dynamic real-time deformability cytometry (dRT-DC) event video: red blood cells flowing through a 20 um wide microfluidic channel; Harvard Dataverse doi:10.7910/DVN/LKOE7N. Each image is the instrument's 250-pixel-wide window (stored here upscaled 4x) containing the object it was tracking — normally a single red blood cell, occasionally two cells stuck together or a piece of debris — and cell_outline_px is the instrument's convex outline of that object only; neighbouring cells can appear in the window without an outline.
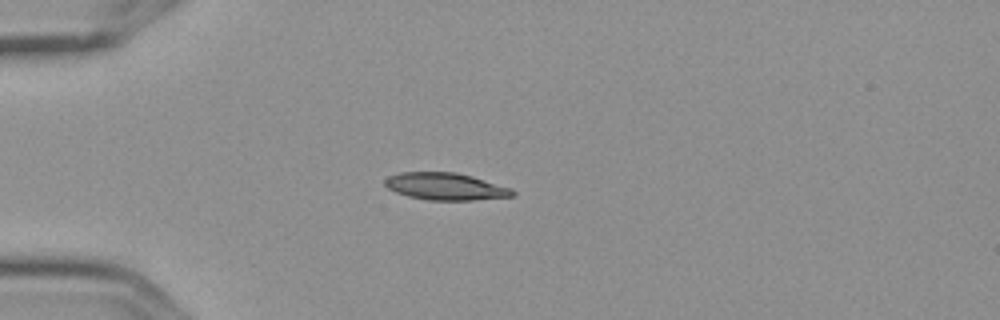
{"species": "Egyptian fruit bat (a non-hibernating species)", "species_latin": "Rousettus aegyptiacus", "temperature_condition": "cold", "stored_images_in_passage": 14, "camera_frame_rate_fps": 3000, "um_per_image_px": 0.085, "frame": {"image": 1, "passage_image": 3, "time_ms": 0.667, "image_size_px": [1000, 320], "cell_outline_px": [[516, 192], [512, 196], [472, 200], [428, 200], [408, 196], [396, 192], [388, 188], [384, 184], [384, 180], [388, 176], [400, 172], [456, 172], [472, 176], [512, 188]], "centroid_in_image_um": [37.86, 15.84], "position_along_channel_um": 47.1, "area_um2": 20.17}}
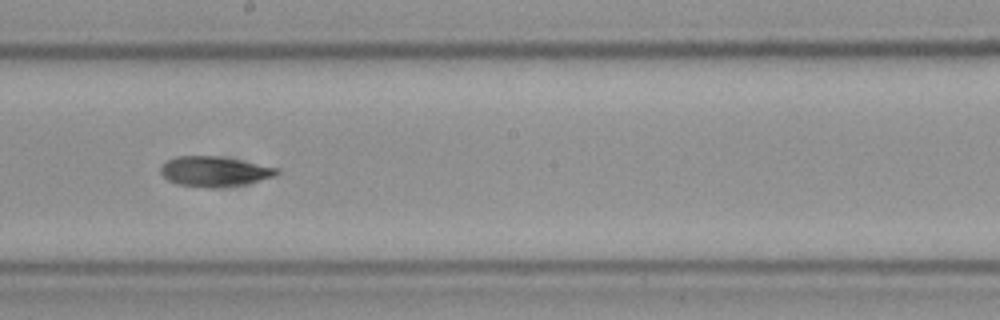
{"frame": {"image": 2, "passage_image": 8, "time_ms": 2.333, "image_size_px": [1000, 320], "cell_outline_px": [[280, 172], [276, 176], [244, 184], [216, 188], [208, 188], [176, 184], [168, 180], [160, 172], [160, 168], [168, 160], [176, 156], [212, 156], [236, 160], [280, 168]], "centroid_in_image_um": [18.22, 14.59], "position_along_channel_um": 230.0, "area_um2": 20.11}}
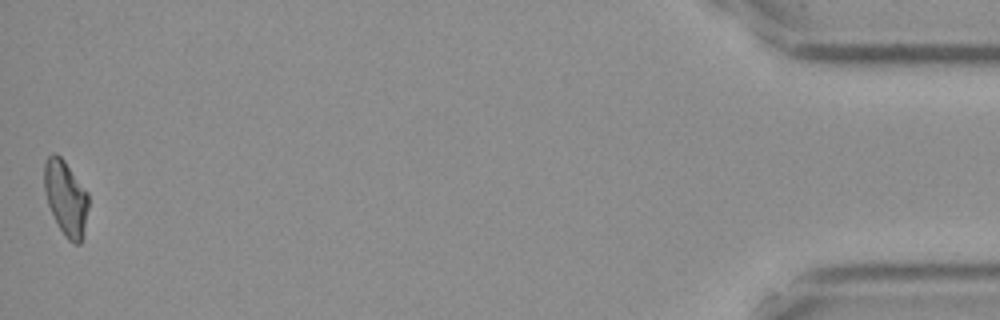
{"frame": {"image": 3, "passage_image": 14, "time_ms": 4.333, "image_size_px": [1000, 320], "cell_outline_px": [[88, 208], [84, 236], [80, 244], [72, 244], [64, 236], [48, 204], [44, 188], [44, 160], [52, 152], [56, 152], [64, 160], [88, 192]], "centroid_in_image_um": [5.6, 16.82], "position_along_channel_um": 429.6, "area_um2": 19.48}}